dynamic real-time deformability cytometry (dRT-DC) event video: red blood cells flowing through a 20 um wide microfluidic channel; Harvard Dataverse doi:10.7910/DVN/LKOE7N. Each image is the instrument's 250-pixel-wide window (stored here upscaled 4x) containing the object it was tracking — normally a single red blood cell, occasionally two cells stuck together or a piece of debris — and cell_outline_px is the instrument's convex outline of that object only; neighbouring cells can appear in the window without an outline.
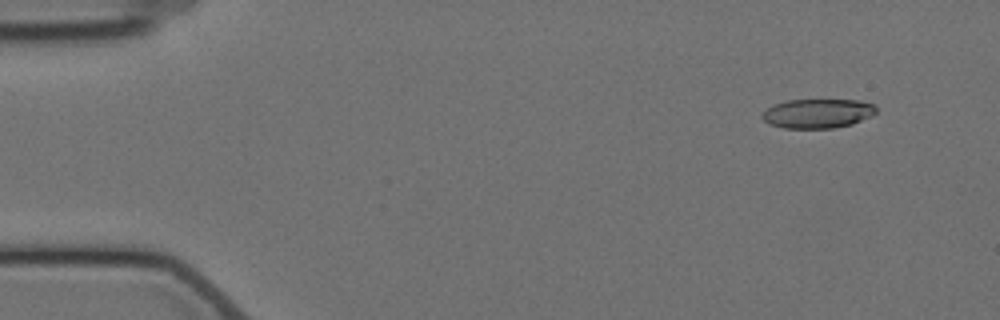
{"species": "Egyptian fruit bat (a non-hibernating species)", "species_latin": "Rousettus aegyptiacus", "temperature_condition": "cold", "stored_images_in_passage": 5, "camera_frame_rate_fps": 3000, "um_per_image_px": 0.085, "animal": {"sex": "female"}, "frame": {"image": 1, "passage_image": 2, "time_ms": 1.0, "image_size_px": [1000, 320], "cell_outline_px": [[876, 112], [872, 116], [852, 124], [832, 128], [784, 128], [768, 124], [760, 116], [768, 108], [776, 104], [788, 100], [860, 100], [872, 104], [876, 108]], "centroid_in_image_um": [69.5, 9.65], "position_along_channel_um": 15.5, "area_um2": 19.36}}
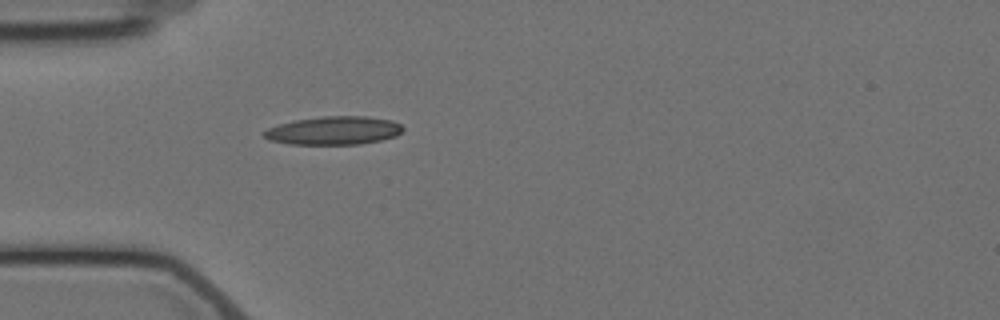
{"frame": {"image": 2, "passage_image": 5, "time_ms": 5.0, "image_size_px": [1000, 320], "cell_outline_px": [[404, 128], [396, 136], [380, 140], [360, 144], [288, 144], [268, 140], [260, 132], [268, 128], [280, 124], [296, 120], [324, 116], [368, 116], [392, 120], [400, 124]], "centroid_in_image_um": [28.36, 11.09], "position_along_channel_um": 56.6, "area_um2": 22.95}}